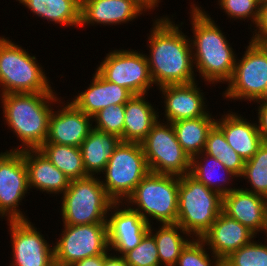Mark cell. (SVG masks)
<instances>
[{
    "label": "cell",
    "mask_w": 267,
    "mask_h": 266,
    "mask_svg": "<svg viewBox=\"0 0 267 266\" xmlns=\"http://www.w3.org/2000/svg\"><path fill=\"white\" fill-rule=\"evenodd\" d=\"M267 51V40L257 41Z\"/></svg>",
    "instance_id": "44"
},
{
    "label": "cell",
    "mask_w": 267,
    "mask_h": 266,
    "mask_svg": "<svg viewBox=\"0 0 267 266\" xmlns=\"http://www.w3.org/2000/svg\"><path fill=\"white\" fill-rule=\"evenodd\" d=\"M215 121L214 116H201L172 122L178 142L191 158L203 152L208 132Z\"/></svg>",
    "instance_id": "29"
},
{
    "label": "cell",
    "mask_w": 267,
    "mask_h": 266,
    "mask_svg": "<svg viewBox=\"0 0 267 266\" xmlns=\"http://www.w3.org/2000/svg\"><path fill=\"white\" fill-rule=\"evenodd\" d=\"M190 6L194 69L202 80L208 82L207 85L226 84L233 75L237 55L210 15L199 5L193 3Z\"/></svg>",
    "instance_id": "2"
},
{
    "label": "cell",
    "mask_w": 267,
    "mask_h": 266,
    "mask_svg": "<svg viewBox=\"0 0 267 266\" xmlns=\"http://www.w3.org/2000/svg\"><path fill=\"white\" fill-rule=\"evenodd\" d=\"M215 124L223 131L227 143L244 161L249 160L264 142L258 132L257 124L250 123L237 112L227 111ZM237 113V114H236Z\"/></svg>",
    "instance_id": "23"
},
{
    "label": "cell",
    "mask_w": 267,
    "mask_h": 266,
    "mask_svg": "<svg viewBox=\"0 0 267 266\" xmlns=\"http://www.w3.org/2000/svg\"><path fill=\"white\" fill-rule=\"evenodd\" d=\"M103 266H129L125 258L120 255H115V253H108V251L105 253V260Z\"/></svg>",
    "instance_id": "41"
},
{
    "label": "cell",
    "mask_w": 267,
    "mask_h": 266,
    "mask_svg": "<svg viewBox=\"0 0 267 266\" xmlns=\"http://www.w3.org/2000/svg\"><path fill=\"white\" fill-rule=\"evenodd\" d=\"M203 153L217 158L226 169L240 178L245 161L229 146L223 131L216 124L208 132Z\"/></svg>",
    "instance_id": "31"
},
{
    "label": "cell",
    "mask_w": 267,
    "mask_h": 266,
    "mask_svg": "<svg viewBox=\"0 0 267 266\" xmlns=\"http://www.w3.org/2000/svg\"><path fill=\"white\" fill-rule=\"evenodd\" d=\"M206 248L200 238H192L182 250L175 266H222V261L212 252L210 255Z\"/></svg>",
    "instance_id": "34"
},
{
    "label": "cell",
    "mask_w": 267,
    "mask_h": 266,
    "mask_svg": "<svg viewBox=\"0 0 267 266\" xmlns=\"http://www.w3.org/2000/svg\"><path fill=\"white\" fill-rule=\"evenodd\" d=\"M109 212L111 215H107L108 247L110 251L114 250L116 255L123 256L140 243L149 231L150 225L124 202H114Z\"/></svg>",
    "instance_id": "15"
},
{
    "label": "cell",
    "mask_w": 267,
    "mask_h": 266,
    "mask_svg": "<svg viewBox=\"0 0 267 266\" xmlns=\"http://www.w3.org/2000/svg\"><path fill=\"white\" fill-rule=\"evenodd\" d=\"M248 44L241 60L236 59L224 99L250 103L267 99V51L258 42L249 40Z\"/></svg>",
    "instance_id": "9"
},
{
    "label": "cell",
    "mask_w": 267,
    "mask_h": 266,
    "mask_svg": "<svg viewBox=\"0 0 267 266\" xmlns=\"http://www.w3.org/2000/svg\"><path fill=\"white\" fill-rule=\"evenodd\" d=\"M39 150L70 181L89 176L83 165L80 147L45 142Z\"/></svg>",
    "instance_id": "30"
},
{
    "label": "cell",
    "mask_w": 267,
    "mask_h": 266,
    "mask_svg": "<svg viewBox=\"0 0 267 266\" xmlns=\"http://www.w3.org/2000/svg\"><path fill=\"white\" fill-rule=\"evenodd\" d=\"M144 13L150 9L155 10L159 6L161 0H132Z\"/></svg>",
    "instance_id": "42"
},
{
    "label": "cell",
    "mask_w": 267,
    "mask_h": 266,
    "mask_svg": "<svg viewBox=\"0 0 267 266\" xmlns=\"http://www.w3.org/2000/svg\"><path fill=\"white\" fill-rule=\"evenodd\" d=\"M104 260L105 254H101L76 261L69 266H103Z\"/></svg>",
    "instance_id": "40"
},
{
    "label": "cell",
    "mask_w": 267,
    "mask_h": 266,
    "mask_svg": "<svg viewBox=\"0 0 267 266\" xmlns=\"http://www.w3.org/2000/svg\"><path fill=\"white\" fill-rule=\"evenodd\" d=\"M36 17L63 27H80L81 0H16Z\"/></svg>",
    "instance_id": "27"
},
{
    "label": "cell",
    "mask_w": 267,
    "mask_h": 266,
    "mask_svg": "<svg viewBox=\"0 0 267 266\" xmlns=\"http://www.w3.org/2000/svg\"><path fill=\"white\" fill-rule=\"evenodd\" d=\"M91 84L74 97L71 102L85 114L93 117L110 105L125 104L133 94L126 88L105 80L97 71Z\"/></svg>",
    "instance_id": "20"
},
{
    "label": "cell",
    "mask_w": 267,
    "mask_h": 266,
    "mask_svg": "<svg viewBox=\"0 0 267 266\" xmlns=\"http://www.w3.org/2000/svg\"><path fill=\"white\" fill-rule=\"evenodd\" d=\"M55 92L0 95L5 124L22 143L10 151L39 149L45 143L53 106L60 99Z\"/></svg>",
    "instance_id": "3"
},
{
    "label": "cell",
    "mask_w": 267,
    "mask_h": 266,
    "mask_svg": "<svg viewBox=\"0 0 267 266\" xmlns=\"http://www.w3.org/2000/svg\"><path fill=\"white\" fill-rule=\"evenodd\" d=\"M178 193L179 176L149 172L124 203L137 211L149 225L152 219L159 224L176 223Z\"/></svg>",
    "instance_id": "5"
},
{
    "label": "cell",
    "mask_w": 267,
    "mask_h": 266,
    "mask_svg": "<svg viewBox=\"0 0 267 266\" xmlns=\"http://www.w3.org/2000/svg\"><path fill=\"white\" fill-rule=\"evenodd\" d=\"M125 104L110 105L92 117L93 128L119 137L124 131Z\"/></svg>",
    "instance_id": "36"
},
{
    "label": "cell",
    "mask_w": 267,
    "mask_h": 266,
    "mask_svg": "<svg viewBox=\"0 0 267 266\" xmlns=\"http://www.w3.org/2000/svg\"><path fill=\"white\" fill-rule=\"evenodd\" d=\"M149 172L141 143L121 141L98 178L114 202H125Z\"/></svg>",
    "instance_id": "8"
},
{
    "label": "cell",
    "mask_w": 267,
    "mask_h": 266,
    "mask_svg": "<svg viewBox=\"0 0 267 266\" xmlns=\"http://www.w3.org/2000/svg\"><path fill=\"white\" fill-rule=\"evenodd\" d=\"M221 10H224L228 18L233 20H251L253 25L257 24L259 18V0H218Z\"/></svg>",
    "instance_id": "37"
},
{
    "label": "cell",
    "mask_w": 267,
    "mask_h": 266,
    "mask_svg": "<svg viewBox=\"0 0 267 266\" xmlns=\"http://www.w3.org/2000/svg\"><path fill=\"white\" fill-rule=\"evenodd\" d=\"M61 237L54 244L55 266L72 263L110 252L107 223L68 225L64 224Z\"/></svg>",
    "instance_id": "11"
},
{
    "label": "cell",
    "mask_w": 267,
    "mask_h": 266,
    "mask_svg": "<svg viewBox=\"0 0 267 266\" xmlns=\"http://www.w3.org/2000/svg\"><path fill=\"white\" fill-rule=\"evenodd\" d=\"M197 81L188 84H170L158 87L164 99V121L176 122L201 116H212L207 109L206 98L197 87ZM205 104V105H204ZM206 106V107H205Z\"/></svg>",
    "instance_id": "17"
},
{
    "label": "cell",
    "mask_w": 267,
    "mask_h": 266,
    "mask_svg": "<svg viewBox=\"0 0 267 266\" xmlns=\"http://www.w3.org/2000/svg\"><path fill=\"white\" fill-rule=\"evenodd\" d=\"M189 174L222 197L236 189L227 186L231 185L229 183L232 179L237 180V176L226 169L217 158L203 152L191 158Z\"/></svg>",
    "instance_id": "26"
},
{
    "label": "cell",
    "mask_w": 267,
    "mask_h": 266,
    "mask_svg": "<svg viewBox=\"0 0 267 266\" xmlns=\"http://www.w3.org/2000/svg\"><path fill=\"white\" fill-rule=\"evenodd\" d=\"M258 105L257 129L264 142H267V99L255 101Z\"/></svg>",
    "instance_id": "39"
},
{
    "label": "cell",
    "mask_w": 267,
    "mask_h": 266,
    "mask_svg": "<svg viewBox=\"0 0 267 266\" xmlns=\"http://www.w3.org/2000/svg\"><path fill=\"white\" fill-rule=\"evenodd\" d=\"M262 197L264 205L265 235L267 237V194L263 195Z\"/></svg>",
    "instance_id": "43"
},
{
    "label": "cell",
    "mask_w": 267,
    "mask_h": 266,
    "mask_svg": "<svg viewBox=\"0 0 267 266\" xmlns=\"http://www.w3.org/2000/svg\"><path fill=\"white\" fill-rule=\"evenodd\" d=\"M28 173L21 151L0 153V218L28 220L19 205L29 194ZM6 217V218H5Z\"/></svg>",
    "instance_id": "13"
},
{
    "label": "cell",
    "mask_w": 267,
    "mask_h": 266,
    "mask_svg": "<svg viewBox=\"0 0 267 266\" xmlns=\"http://www.w3.org/2000/svg\"><path fill=\"white\" fill-rule=\"evenodd\" d=\"M222 212V196L189 173L179 177V224L193 238L201 236L211 227Z\"/></svg>",
    "instance_id": "6"
},
{
    "label": "cell",
    "mask_w": 267,
    "mask_h": 266,
    "mask_svg": "<svg viewBox=\"0 0 267 266\" xmlns=\"http://www.w3.org/2000/svg\"><path fill=\"white\" fill-rule=\"evenodd\" d=\"M170 18L162 16L154 19L147 38L149 55L146 57L156 87L197 81L194 76L191 38Z\"/></svg>",
    "instance_id": "1"
},
{
    "label": "cell",
    "mask_w": 267,
    "mask_h": 266,
    "mask_svg": "<svg viewBox=\"0 0 267 266\" xmlns=\"http://www.w3.org/2000/svg\"><path fill=\"white\" fill-rule=\"evenodd\" d=\"M252 41L267 40V1L260 2L259 18L256 26H253Z\"/></svg>",
    "instance_id": "38"
},
{
    "label": "cell",
    "mask_w": 267,
    "mask_h": 266,
    "mask_svg": "<svg viewBox=\"0 0 267 266\" xmlns=\"http://www.w3.org/2000/svg\"><path fill=\"white\" fill-rule=\"evenodd\" d=\"M143 13L132 0H81L80 27L126 24Z\"/></svg>",
    "instance_id": "19"
},
{
    "label": "cell",
    "mask_w": 267,
    "mask_h": 266,
    "mask_svg": "<svg viewBox=\"0 0 267 266\" xmlns=\"http://www.w3.org/2000/svg\"><path fill=\"white\" fill-rule=\"evenodd\" d=\"M222 212L246 226L256 236L259 232L265 234L264 205L261 195L236 188L222 197Z\"/></svg>",
    "instance_id": "21"
},
{
    "label": "cell",
    "mask_w": 267,
    "mask_h": 266,
    "mask_svg": "<svg viewBox=\"0 0 267 266\" xmlns=\"http://www.w3.org/2000/svg\"><path fill=\"white\" fill-rule=\"evenodd\" d=\"M121 141L117 135L92 128L80 146L86 173L89 176L100 175Z\"/></svg>",
    "instance_id": "25"
},
{
    "label": "cell",
    "mask_w": 267,
    "mask_h": 266,
    "mask_svg": "<svg viewBox=\"0 0 267 266\" xmlns=\"http://www.w3.org/2000/svg\"><path fill=\"white\" fill-rule=\"evenodd\" d=\"M154 229L151 224L149 232L154 236L160 265L175 266L182 250L193 237L177 223L161 224L158 229H155V232L153 231Z\"/></svg>",
    "instance_id": "28"
},
{
    "label": "cell",
    "mask_w": 267,
    "mask_h": 266,
    "mask_svg": "<svg viewBox=\"0 0 267 266\" xmlns=\"http://www.w3.org/2000/svg\"><path fill=\"white\" fill-rule=\"evenodd\" d=\"M267 238V237H266ZM264 243L254 239L247 245L232 252L222 261V266H267V239Z\"/></svg>",
    "instance_id": "33"
},
{
    "label": "cell",
    "mask_w": 267,
    "mask_h": 266,
    "mask_svg": "<svg viewBox=\"0 0 267 266\" xmlns=\"http://www.w3.org/2000/svg\"><path fill=\"white\" fill-rule=\"evenodd\" d=\"M254 238L256 235L246 226L221 212L200 239L210 252L223 261Z\"/></svg>",
    "instance_id": "18"
},
{
    "label": "cell",
    "mask_w": 267,
    "mask_h": 266,
    "mask_svg": "<svg viewBox=\"0 0 267 266\" xmlns=\"http://www.w3.org/2000/svg\"><path fill=\"white\" fill-rule=\"evenodd\" d=\"M105 80L128 89L133 95H147L154 83L146 53L115 49L95 69Z\"/></svg>",
    "instance_id": "12"
},
{
    "label": "cell",
    "mask_w": 267,
    "mask_h": 266,
    "mask_svg": "<svg viewBox=\"0 0 267 266\" xmlns=\"http://www.w3.org/2000/svg\"><path fill=\"white\" fill-rule=\"evenodd\" d=\"M244 178L250 183L246 191L258 195L267 194V142H263L258 151L247 161L239 179Z\"/></svg>",
    "instance_id": "32"
},
{
    "label": "cell",
    "mask_w": 267,
    "mask_h": 266,
    "mask_svg": "<svg viewBox=\"0 0 267 266\" xmlns=\"http://www.w3.org/2000/svg\"><path fill=\"white\" fill-rule=\"evenodd\" d=\"M36 56L4 36L0 37V95L53 92Z\"/></svg>",
    "instance_id": "4"
},
{
    "label": "cell",
    "mask_w": 267,
    "mask_h": 266,
    "mask_svg": "<svg viewBox=\"0 0 267 266\" xmlns=\"http://www.w3.org/2000/svg\"><path fill=\"white\" fill-rule=\"evenodd\" d=\"M123 257L129 266H161L154 236L149 231L140 243Z\"/></svg>",
    "instance_id": "35"
},
{
    "label": "cell",
    "mask_w": 267,
    "mask_h": 266,
    "mask_svg": "<svg viewBox=\"0 0 267 266\" xmlns=\"http://www.w3.org/2000/svg\"><path fill=\"white\" fill-rule=\"evenodd\" d=\"M160 120L141 142L150 172L179 177L188 174L191 157L178 142L172 123Z\"/></svg>",
    "instance_id": "10"
},
{
    "label": "cell",
    "mask_w": 267,
    "mask_h": 266,
    "mask_svg": "<svg viewBox=\"0 0 267 266\" xmlns=\"http://www.w3.org/2000/svg\"><path fill=\"white\" fill-rule=\"evenodd\" d=\"M12 248L10 266H55L54 245L30 220L7 221Z\"/></svg>",
    "instance_id": "14"
},
{
    "label": "cell",
    "mask_w": 267,
    "mask_h": 266,
    "mask_svg": "<svg viewBox=\"0 0 267 266\" xmlns=\"http://www.w3.org/2000/svg\"><path fill=\"white\" fill-rule=\"evenodd\" d=\"M23 153L27 167L29 189L33 188L48 194H63L70 179L56 168L39 149H26Z\"/></svg>",
    "instance_id": "22"
},
{
    "label": "cell",
    "mask_w": 267,
    "mask_h": 266,
    "mask_svg": "<svg viewBox=\"0 0 267 266\" xmlns=\"http://www.w3.org/2000/svg\"><path fill=\"white\" fill-rule=\"evenodd\" d=\"M61 196L62 221L68 225L107 223L114 203L97 176L71 180Z\"/></svg>",
    "instance_id": "7"
},
{
    "label": "cell",
    "mask_w": 267,
    "mask_h": 266,
    "mask_svg": "<svg viewBox=\"0 0 267 266\" xmlns=\"http://www.w3.org/2000/svg\"><path fill=\"white\" fill-rule=\"evenodd\" d=\"M145 94L133 95L125 103L123 142L141 143L159 120V112L149 103Z\"/></svg>",
    "instance_id": "24"
},
{
    "label": "cell",
    "mask_w": 267,
    "mask_h": 266,
    "mask_svg": "<svg viewBox=\"0 0 267 266\" xmlns=\"http://www.w3.org/2000/svg\"><path fill=\"white\" fill-rule=\"evenodd\" d=\"M62 103V105H61ZM57 111L53 109L45 142L80 147L93 128L92 117L77 108L71 101L58 100ZM63 106V107H62Z\"/></svg>",
    "instance_id": "16"
}]
</instances>
